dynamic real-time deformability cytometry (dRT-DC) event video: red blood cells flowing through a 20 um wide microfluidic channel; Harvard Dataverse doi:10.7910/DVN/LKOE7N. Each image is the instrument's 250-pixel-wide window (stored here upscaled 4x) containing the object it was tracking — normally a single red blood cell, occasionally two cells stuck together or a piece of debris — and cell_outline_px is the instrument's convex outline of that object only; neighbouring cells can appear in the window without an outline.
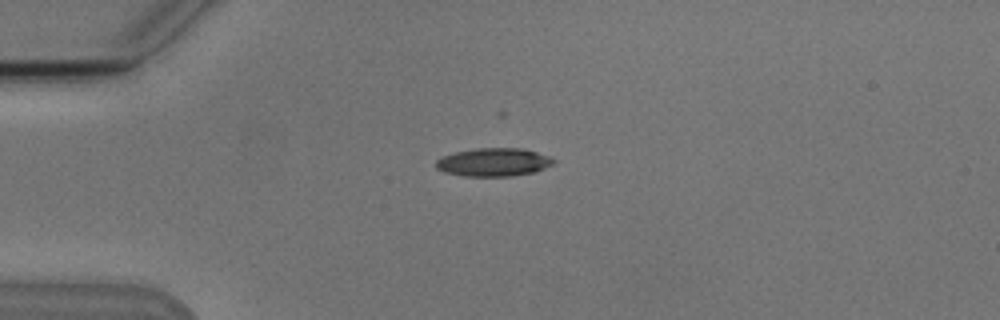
{"species": "Egyptian fruit bat (a non-hibernating species)", "species_latin": "Rousettus aegyptiacus", "temperature_condition": "cold", "stored_images_in_passage": 3, "camera_frame_rate_fps": 3000, "um_per_image_px": 0.085, "animal": {"sex": "male"}, "frame": {"image": 1, "passage_image": 2, "time_ms": 1.333, "image_size_px": [1000, 320], "cell_outline_px": [[556, 160], [552, 164], [536, 172], [512, 176], [464, 176], [444, 172], [436, 168], [436, 160], [444, 156], [456, 152], [476, 148], [520, 148], [536, 152], [548, 156]], "centroid_in_image_um": [41.96, 13.79], "position_along_channel_um": 43.0, "area_um2": 19.25}}